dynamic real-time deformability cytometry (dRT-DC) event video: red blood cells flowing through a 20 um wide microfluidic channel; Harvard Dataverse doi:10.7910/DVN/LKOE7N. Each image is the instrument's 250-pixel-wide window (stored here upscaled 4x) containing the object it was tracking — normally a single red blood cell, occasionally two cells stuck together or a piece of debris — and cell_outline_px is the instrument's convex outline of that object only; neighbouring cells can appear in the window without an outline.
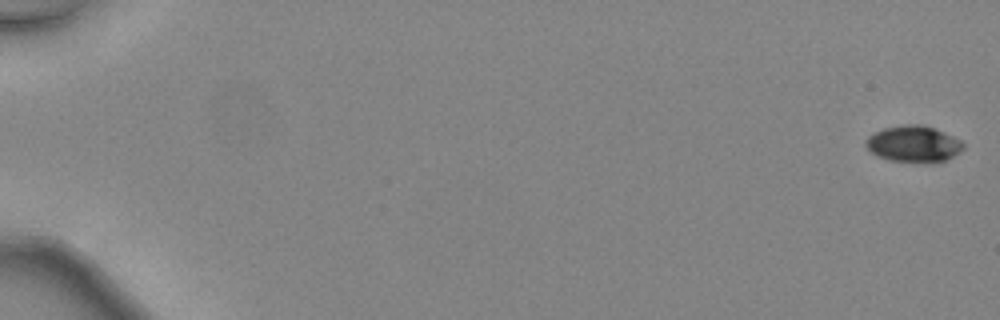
{"species": "common noctule bat (a hibernating species)", "species_latin": "Nyctalus noctula", "temperature_condition": "warm", "stored_images_in_passage": 8, "camera_frame_rate_fps": 3000, "um_per_image_px": 0.085, "animal": {"sex": "female", "body_mass_g": 24.6, "forearm_length_mm": 56.2}, "frame": {"image": 1, "passage_image": 1, "time_ms": 0.0, "image_size_px": [1000, 320], "cell_outline_px": [[964, 148], [960, 152], [944, 160], [888, 160], [872, 152], [864, 144], [868, 136], [884, 128], [904, 124], [924, 124], [944, 132], [960, 140], [964, 144]], "centroid_in_image_um": [77.64, 12.18], "position_along_channel_um": 7.4, "area_um2": 19.94}}